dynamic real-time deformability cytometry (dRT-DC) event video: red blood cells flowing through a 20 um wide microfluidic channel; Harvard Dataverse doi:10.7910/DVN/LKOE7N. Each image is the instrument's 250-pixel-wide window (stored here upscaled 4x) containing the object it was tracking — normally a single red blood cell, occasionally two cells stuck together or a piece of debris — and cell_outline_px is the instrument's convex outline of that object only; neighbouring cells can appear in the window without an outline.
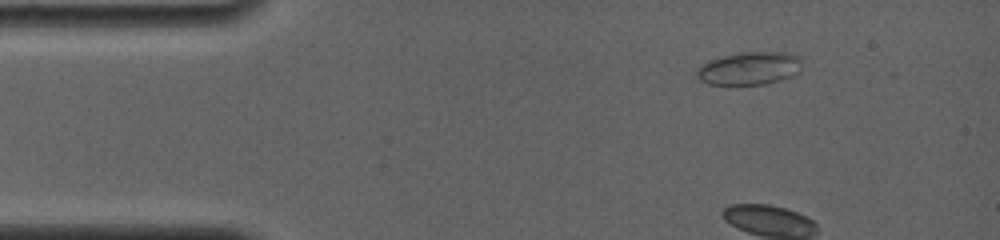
{"species": "common noctule bat (a hibernating species)", "species_latin": "Nyctalus noctula", "temperature_condition": "room temperature", "stored_images_in_passage": 4, "camera_frame_rate_fps": 4000, "um_per_image_px": 0.085, "animal": {"sex": "female", "body_mass_g": 19.0, "forearm_length_mm": 56.7}, "frame": {"image": 1, "passage_image": 1, "time_ms": 0.0, "image_size_px": [1000, 240], "cell_outline_px": [[800, 72], [792, 76], [780, 80], [764, 84], [708, 84], [700, 80], [696, 76], [696, 68], [720, 56], [740, 52], [788, 52], [800, 56]], "centroid_in_image_um": [63.71, 5.8], "position_along_channel_um": 21.3, "area_um2": 20.23}}